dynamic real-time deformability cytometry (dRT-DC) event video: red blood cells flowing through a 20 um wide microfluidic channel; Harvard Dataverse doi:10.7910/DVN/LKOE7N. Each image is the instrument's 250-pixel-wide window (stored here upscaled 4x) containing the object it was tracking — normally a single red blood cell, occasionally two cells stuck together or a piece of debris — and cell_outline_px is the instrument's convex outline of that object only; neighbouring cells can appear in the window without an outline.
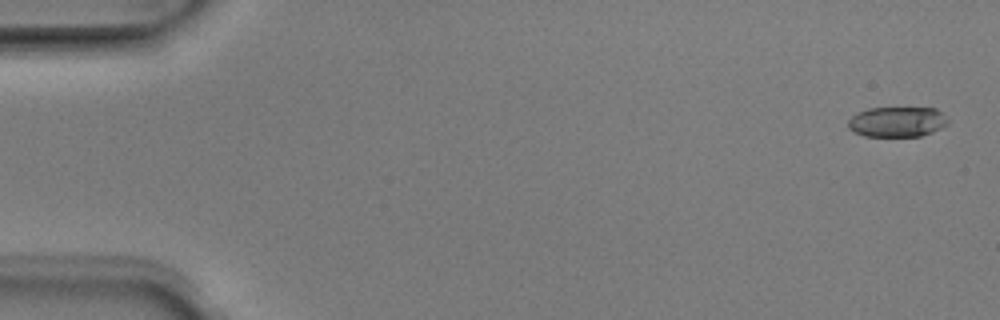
{"species": "Egyptian fruit bat (a non-hibernating species)", "species_latin": "Rousettus aegyptiacus", "temperature_condition": "room temperature", "stored_images_in_passage": 6, "camera_frame_rate_fps": 3000, "um_per_image_px": 0.085, "animal": {"sex": "male"}, "frame": {"image": 1, "passage_image": 1, "time_ms": 0.0, "image_size_px": [1000, 320], "cell_outline_px": [[948, 124], [932, 132], [920, 136], [864, 136], [852, 132], [848, 128], [848, 120], [852, 116], [868, 108], [936, 108], [948, 120]], "centroid_in_image_um": [76.23, 10.36], "position_along_channel_um": 8.8, "area_um2": 17.51}}
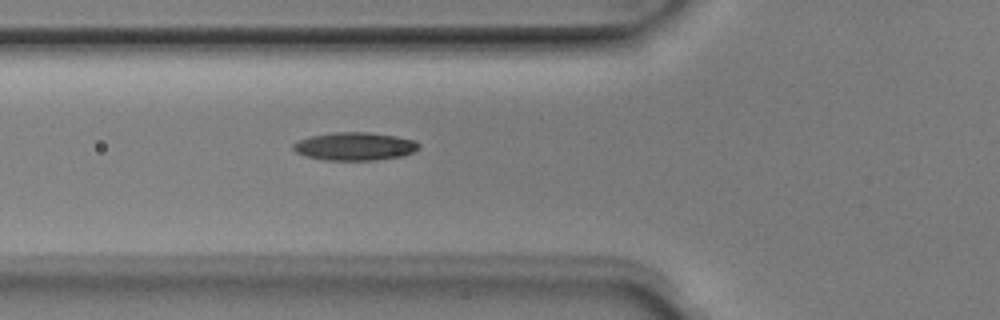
{"frame": {"image": 2, "passage_image": 6, "time_ms": 1.667, "image_size_px": [1000, 320], "cell_outline_px": [[420, 148], [412, 152], [400, 156], [376, 160], [324, 160], [304, 156], [296, 152], [292, 148], [292, 144], [308, 136], [332, 132], [368, 132], [396, 136], [412, 140], [420, 144]], "centroid_in_image_um": [30.11, 12.43], "position_along_channel_um": 95.7, "area_um2": 20.58}}